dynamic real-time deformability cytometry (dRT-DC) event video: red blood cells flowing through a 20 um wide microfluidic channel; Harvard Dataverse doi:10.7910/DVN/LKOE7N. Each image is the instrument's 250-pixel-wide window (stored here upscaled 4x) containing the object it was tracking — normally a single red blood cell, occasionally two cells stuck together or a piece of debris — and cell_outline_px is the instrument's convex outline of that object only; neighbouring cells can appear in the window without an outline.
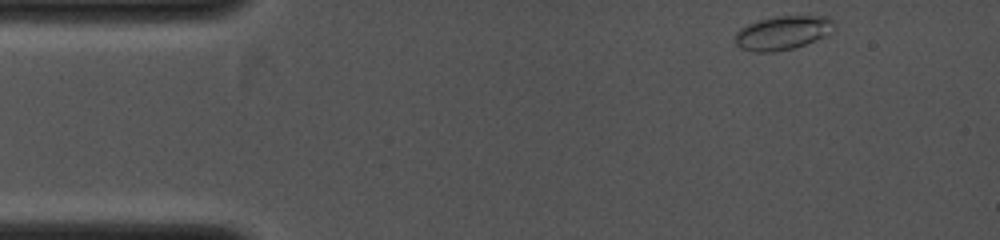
{"species": "common noctule bat (a hibernating species)", "species_latin": "Nyctalus noctula", "temperature_condition": "cold", "stored_images_in_passage": 14, "camera_frame_rate_fps": 4000, "um_per_image_px": 0.085, "animal": {"sex": "female", "body_mass_g": 19.0, "forearm_length_mm": 53.3}, "frame": {"image": 1, "passage_image": 1, "time_ms": 0.0, "image_size_px": [1000, 240], "cell_outline_px": [[836, 20], [828, 36], [792, 48], [776, 52], [752, 52], [740, 48], [736, 44], [736, 32], [740, 28], [748, 24], [760, 20], [776, 16], [828, 16]], "centroid_in_image_um": [66.55, 2.79], "position_along_channel_um": 18.5, "area_um2": 19.59}}
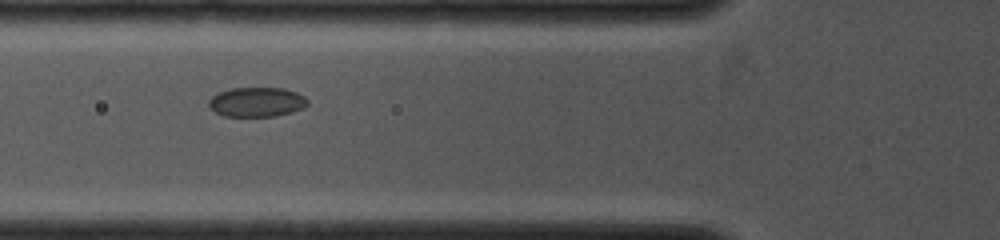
{"frame": {"image": 2, "passage_image": 10, "time_ms": 3.25, "image_size_px": [1000, 240], "cell_outline_px": [[308, 104], [304, 108], [292, 112], [276, 116], [224, 116], [208, 108], [208, 100], [212, 96], [220, 92], [232, 88], [284, 88], [296, 92], [304, 96], [308, 100]], "centroid_in_image_um": [21.83, 8.67], "position_along_channel_um": 104.0, "area_um2": 17.11}}
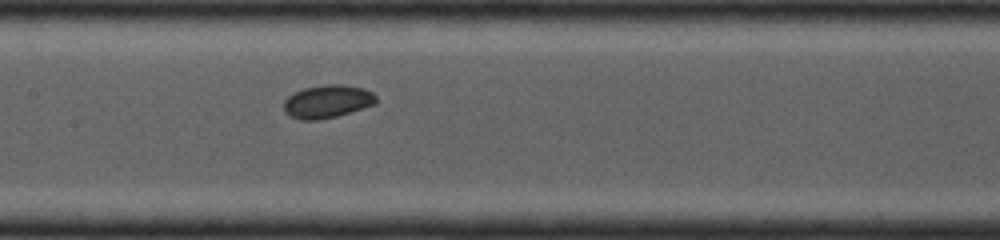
{"frame": {"image": 3, "passage_image": 14, "time_ms": 4.75, "image_size_px": [1000, 240], "cell_outline_px": [[376, 100], [372, 104], [336, 116], [316, 120], [300, 120], [284, 112], [284, 100], [288, 96], [304, 88], [332, 84], [360, 88], [372, 92], [376, 96]], "centroid_in_image_um": [27.76, 8.64], "position_along_channel_um": 179.6, "area_um2": 17.11}}